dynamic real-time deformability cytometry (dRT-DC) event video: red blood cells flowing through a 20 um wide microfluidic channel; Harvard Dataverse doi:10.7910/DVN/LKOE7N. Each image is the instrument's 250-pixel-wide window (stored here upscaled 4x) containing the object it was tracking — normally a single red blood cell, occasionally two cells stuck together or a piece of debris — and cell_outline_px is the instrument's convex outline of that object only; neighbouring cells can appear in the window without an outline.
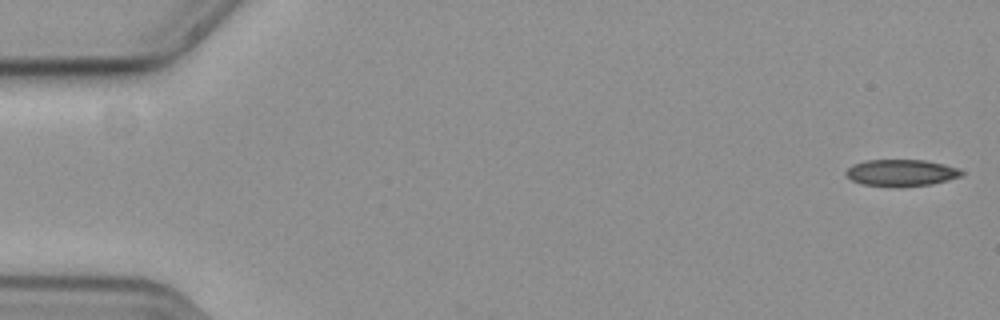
{"species": "common noctule bat (a hibernating species)", "species_latin": "Nyctalus noctula", "temperature_condition": "cold", "stored_images_in_passage": 12, "camera_frame_rate_fps": 3000, "um_per_image_px": 0.085, "animal": {"sex": "female", "body_mass_g": 19.3, "forearm_length_mm": 54.1}, "frame": {"image": 1, "passage_image": 1, "time_ms": 0.0, "image_size_px": [1000, 320], "cell_outline_px": [[964, 172], [960, 176], [932, 184], [864, 184], [852, 180], [844, 172], [852, 164], [864, 160], [924, 160], [944, 164], [960, 168]], "centroid_in_image_um": [76.61, 14.63], "position_along_channel_um": 8.4, "area_um2": 17.17}}